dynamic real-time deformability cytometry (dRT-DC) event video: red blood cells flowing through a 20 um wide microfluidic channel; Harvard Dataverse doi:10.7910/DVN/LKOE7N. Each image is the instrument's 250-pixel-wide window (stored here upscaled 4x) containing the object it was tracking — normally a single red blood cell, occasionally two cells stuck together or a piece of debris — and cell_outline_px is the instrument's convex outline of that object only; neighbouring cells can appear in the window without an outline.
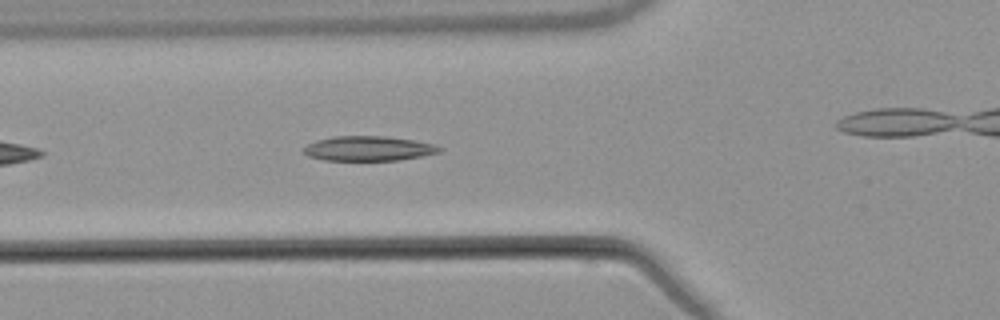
{"species": "common noctule bat (a hibernating species)", "species_latin": "Nyctalus noctula", "temperature_condition": "warm", "stored_images_in_passage": 8, "camera_frame_rate_fps": 3000, "um_per_image_px": 0.085, "animal": {"sex": "male", "body_mass_g": 21.5, "forearm_length_mm": 52.0}, "frame": {"image": 1, "passage_image": 6, "time_ms": 6.0, "image_size_px": [1000, 320], "cell_outline_px": [[444, 148], [440, 152], [420, 156], [396, 160], [324, 160], [308, 156], [304, 152], [304, 148], [308, 144], [316, 140], [336, 136], [384, 136], [412, 140], [432, 144]], "centroid_in_image_um": [31.3, 12.62], "position_along_channel_um": 94.5, "area_um2": 19.31}}